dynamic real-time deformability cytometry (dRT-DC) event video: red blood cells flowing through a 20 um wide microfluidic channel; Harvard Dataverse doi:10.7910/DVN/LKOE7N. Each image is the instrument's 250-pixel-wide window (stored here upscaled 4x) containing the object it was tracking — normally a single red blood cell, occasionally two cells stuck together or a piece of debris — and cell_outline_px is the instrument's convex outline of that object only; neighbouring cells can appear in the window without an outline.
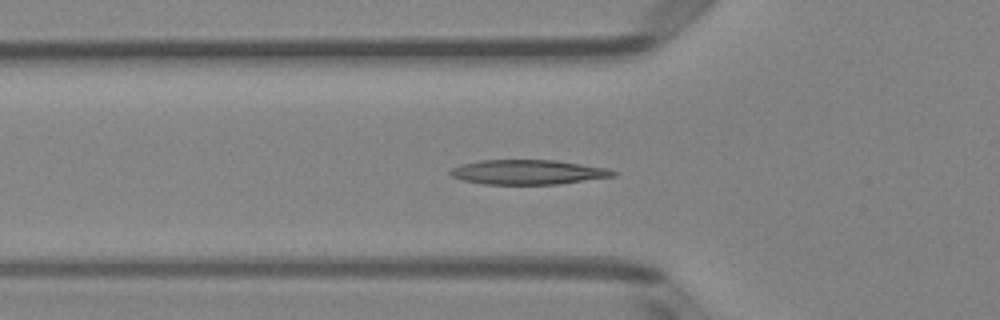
{"species": "Egyptian fruit bat (a non-hibernating species)", "species_latin": "Rousettus aegyptiacus", "temperature_condition": "room temperature", "stored_images_in_passage": 51, "camera_frame_rate_fps": 3000, "um_per_image_px": 0.085, "animal": {"sex": "female"}, "frame": {"image": 1, "passage_image": 17, "time_ms": 5.333, "image_size_px": [1000, 320], "cell_outline_px": [[616, 176], [556, 184], [484, 184], [464, 180], [452, 176], [448, 172], [452, 168], [460, 164], [480, 160], [556, 160], [608, 168], [616, 172]], "centroid_in_image_um": [44.87, 14.62], "position_along_channel_um": 80.9, "area_um2": 23.29}}
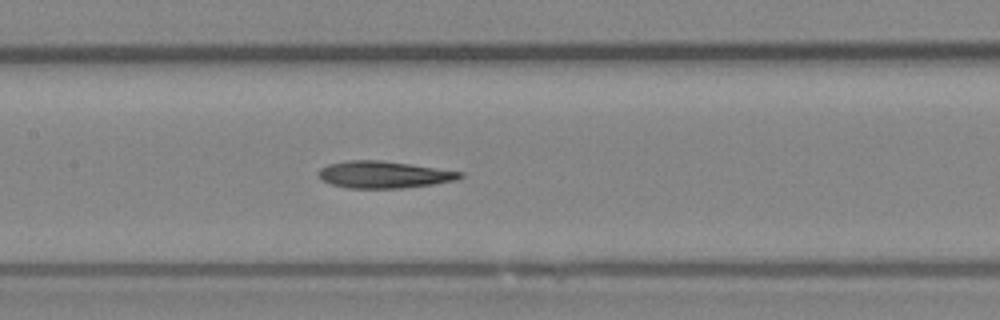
{"frame": {"image": 2, "passage_image": 24, "time_ms": 7.667, "image_size_px": [1000, 320], "cell_outline_px": [[464, 176], [456, 180], [432, 184], [400, 188], [348, 188], [332, 184], [324, 180], [316, 172], [320, 168], [328, 164], [348, 160], [380, 160], [464, 172]], "centroid_in_image_um": [32.62, 14.84], "position_along_channel_um": 174.8, "area_um2": 22.02}}
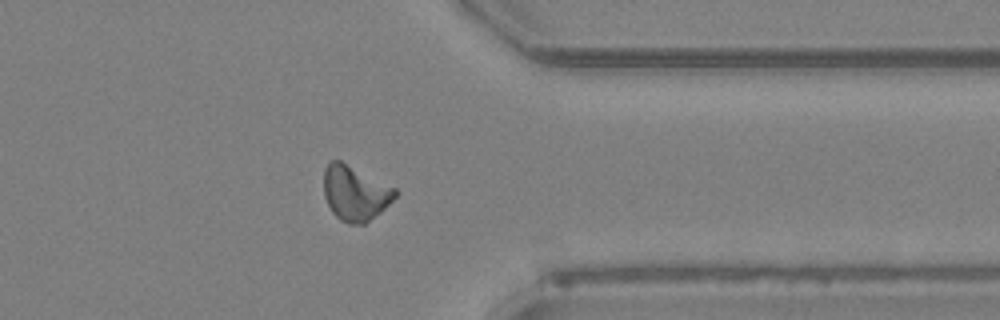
{"frame": {"image": 3, "passage_image": 40, "time_ms": 13.0, "image_size_px": [1000, 320], "cell_outline_px": [[400, 192], [380, 212], [364, 224], [348, 224], [340, 220], [332, 212], [324, 196], [324, 168], [328, 160], [340, 160], [396, 188]], "centroid_in_image_um": [30.17, 16.4], "position_along_channel_um": 381.2, "area_um2": 22.89}, "authors_computed_cell_mechanics": {"area_um2": 22.3686, "velocity_mm_per_s": 4.0173, "shape_relaxation_time_tau1_ms": 6.7107, "shape_relaxation_time_tau2_ms": 3.8064, "deformation_change_tau1": 0.1736, "deformation_change_tau2": 0.1246}}